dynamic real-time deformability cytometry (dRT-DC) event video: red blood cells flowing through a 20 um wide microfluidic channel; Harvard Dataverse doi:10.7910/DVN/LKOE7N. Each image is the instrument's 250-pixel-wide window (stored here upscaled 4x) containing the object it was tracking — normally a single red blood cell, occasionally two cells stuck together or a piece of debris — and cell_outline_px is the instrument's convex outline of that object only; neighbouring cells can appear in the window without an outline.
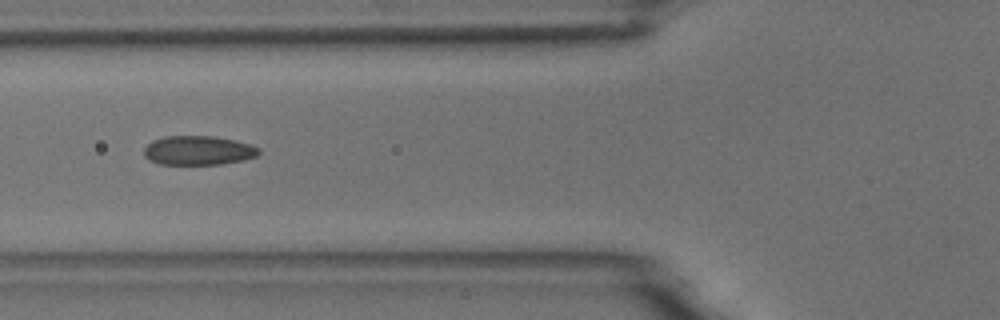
{"species": "common noctule bat (a hibernating species)", "species_latin": "Nyctalus noctula", "temperature_condition": "room temperature", "stored_images_in_passage": 43, "camera_frame_rate_fps": 3000, "um_per_image_px": 0.085, "animal": {"sex": "male", "body_mass_g": 18.8}, "frame": {"image": 1, "passage_image": 13, "time_ms": 4.0, "image_size_px": [1000, 320], "cell_outline_px": [[260, 152], [256, 156], [244, 160], [220, 164], [160, 164], [148, 160], [144, 156], [144, 148], [152, 140], [164, 136], [216, 136], [236, 140], [252, 144], [260, 148]], "centroid_in_image_um": [16.87, 12.78], "position_along_channel_um": 108.9, "area_um2": 19.77}}
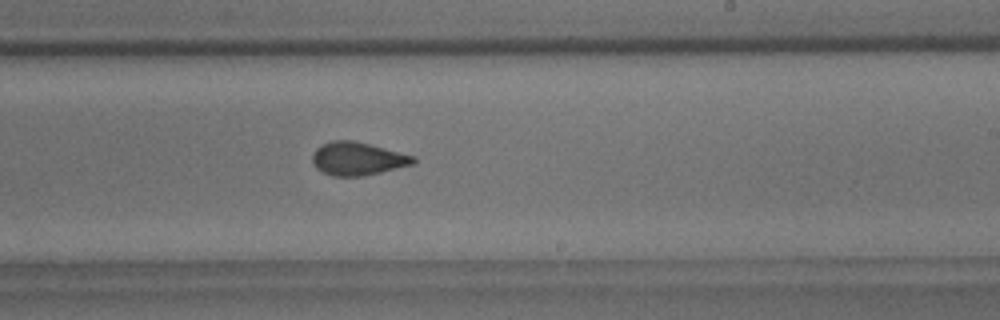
{"frame": {"image": 2, "passage_image": 25, "time_ms": 8.0, "image_size_px": [1000, 320], "cell_outline_px": [[416, 164], [364, 176], [332, 176], [316, 168], [312, 164], [312, 156], [316, 148], [320, 144], [332, 140], [352, 140], [416, 156]], "centroid_in_image_um": [30.4, 13.49], "position_along_channel_um": 258.6, "area_um2": 19.65}}